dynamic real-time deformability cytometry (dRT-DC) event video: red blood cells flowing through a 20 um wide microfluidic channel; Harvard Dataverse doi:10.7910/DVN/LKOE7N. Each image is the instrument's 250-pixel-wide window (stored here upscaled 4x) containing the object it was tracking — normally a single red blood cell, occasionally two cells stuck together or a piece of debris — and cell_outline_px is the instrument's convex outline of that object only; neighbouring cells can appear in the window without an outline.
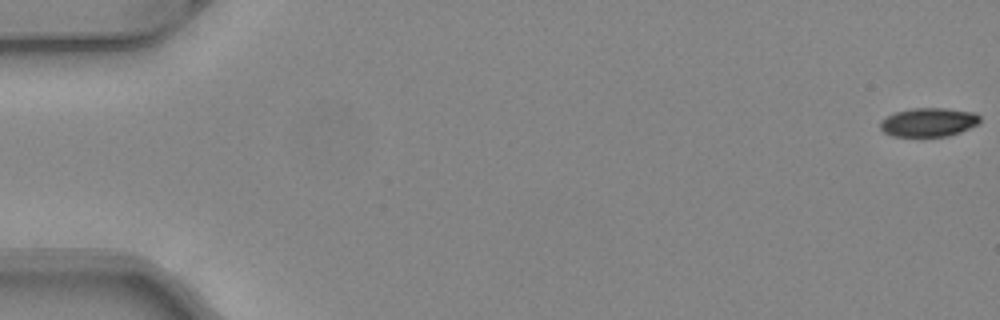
{"species": "common noctule bat (a hibernating species)", "species_latin": "Nyctalus noctula", "temperature_condition": "warm", "stored_images_in_passage": 49, "camera_frame_rate_fps": 3000, "um_per_image_px": 0.085, "animal": {"sex": "female", "body_mass_g": 24.6, "forearm_length_mm": 56.2}, "frame": {"image": 1, "passage_image": 1, "time_ms": 0.0, "image_size_px": [1000, 320], "cell_outline_px": [[980, 124], [960, 132], [948, 136], [892, 136], [884, 132], [880, 128], [880, 120], [896, 112], [912, 108], [944, 108], [976, 112], [980, 116]], "centroid_in_image_um": [78.96, 10.38], "position_along_channel_um": 6.0, "area_um2": 16.82}}
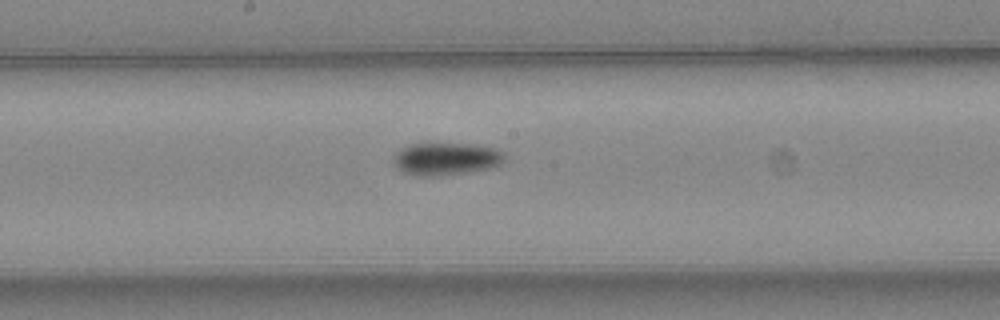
{"frame": {"image": 2, "passage_image": 28, "time_ms": 9.0, "image_size_px": [1000, 320], "cell_outline_px": [[504, 160], [500, 164], [492, 168], [472, 172], [440, 176], [412, 176], [400, 172], [392, 164], [392, 160], [396, 152], [412, 144], [476, 144], [496, 148], [504, 152]], "centroid_in_image_um": [37.91, 13.53], "position_along_channel_um": 210.3, "area_um2": 21.5}}
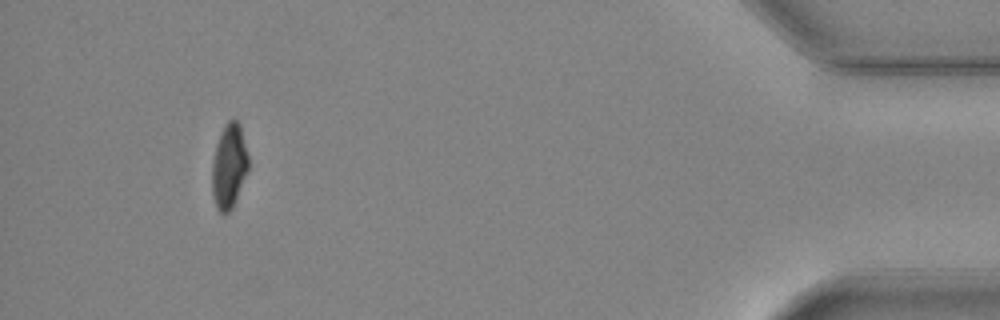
{"frame": {"image": 3, "passage_image": 48, "time_ms": 15.667, "image_size_px": [1000, 320], "cell_outline_px": [[248, 172], [232, 208], [224, 216], [216, 208], [212, 196], [212, 164], [216, 144], [228, 120], [236, 120], [240, 124], [248, 156]], "centroid_in_image_um": [19.47, 14.18], "position_along_channel_um": 415.7, "area_um2": 17.86}}